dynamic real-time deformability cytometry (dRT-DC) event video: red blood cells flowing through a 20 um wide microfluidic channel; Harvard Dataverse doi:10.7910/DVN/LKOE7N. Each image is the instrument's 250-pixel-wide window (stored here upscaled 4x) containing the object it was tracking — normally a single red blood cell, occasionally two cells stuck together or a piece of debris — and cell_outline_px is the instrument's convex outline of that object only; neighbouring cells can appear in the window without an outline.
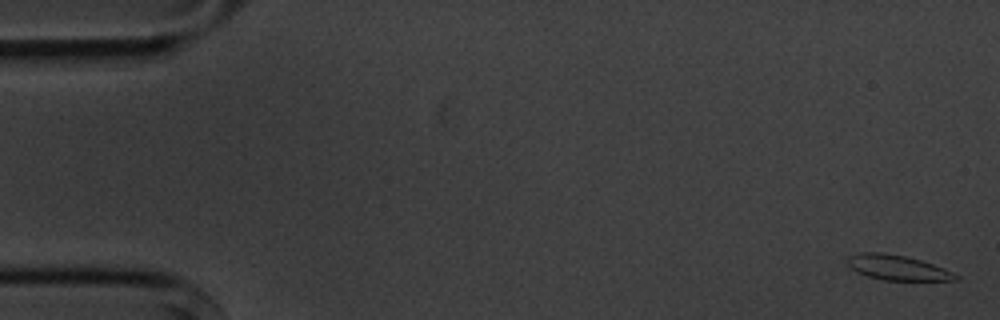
{"species": "common noctule bat (a hibernating species)", "species_latin": "Nyctalus noctula", "temperature_condition": "cold", "stored_images_in_passage": 4, "camera_frame_rate_fps": 3000, "um_per_image_px": 0.085, "animal": {"sex": "male", "body_mass_g": 20.1, "forearm_length_mm": 53.5}, "frame": {"image": 1, "passage_image": 1, "time_ms": 0.0, "image_size_px": [1000, 320], "cell_outline_px": [[960, 280], [884, 280], [868, 276], [856, 272], [848, 264], [848, 256], [860, 252], [880, 252], [904, 256], [920, 260], [944, 268], [960, 276]], "centroid_in_image_um": [76.28, 22.75], "position_along_channel_um": 8.7, "area_um2": 15.61}}
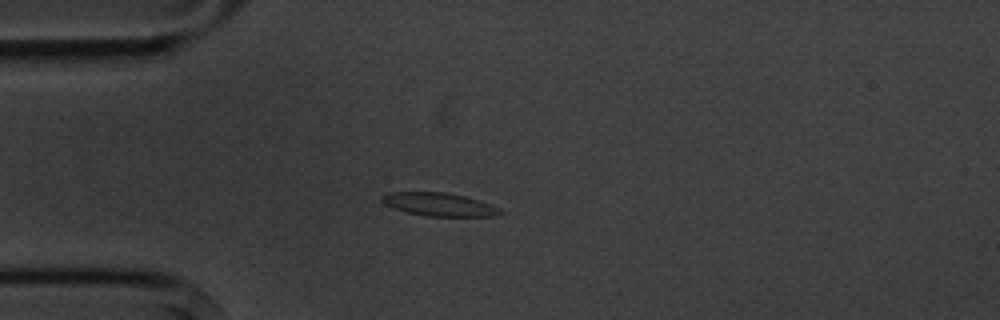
{"frame": {"image": 2, "passage_image": 4, "time_ms": 4.333, "image_size_px": [1000, 320], "cell_outline_px": [[504, 212], [492, 216], [428, 216], [408, 212], [384, 204], [380, 200], [380, 196], [388, 192], [444, 192], [464, 196], [480, 200], [492, 204], [500, 208]], "centroid_in_image_um": [37.34, 17.36], "position_along_channel_um": 47.7, "area_um2": 15.95}}